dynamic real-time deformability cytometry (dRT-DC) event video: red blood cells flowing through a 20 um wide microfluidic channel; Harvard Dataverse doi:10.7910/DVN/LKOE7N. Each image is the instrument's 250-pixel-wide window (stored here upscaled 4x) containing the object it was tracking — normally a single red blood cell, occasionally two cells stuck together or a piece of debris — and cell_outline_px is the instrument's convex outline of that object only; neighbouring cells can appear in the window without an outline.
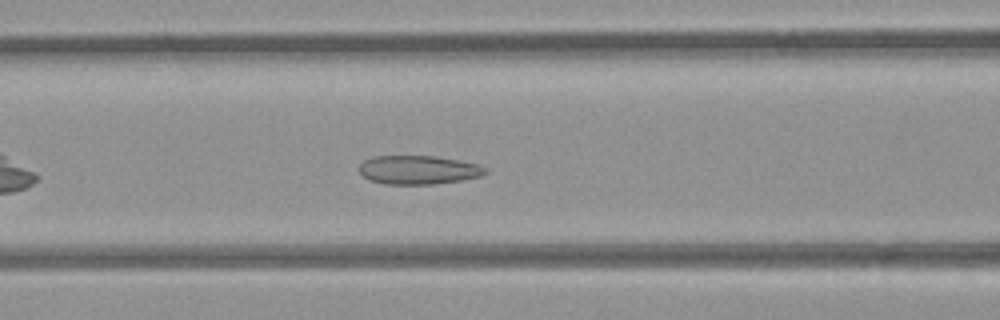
{"species": "common noctule bat (a hibernating species)", "species_latin": "Nyctalus noctula", "temperature_condition": "room temperature", "stored_images_in_passage": 42, "camera_frame_rate_fps": 3000, "um_per_image_px": 0.085, "animal": {"sex": "female", "body_mass_g": 21.9}, "frame": {"image": 1, "passage_image": 10, "time_ms": 3.0, "image_size_px": [1000, 320], "cell_outline_px": [[488, 172], [480, 176], [460, 180], [432, 184], [384, 184], [368, 180], [360, 172], [360, 164], [364, 160], [372, 156], [436, 156], [460, 160], [476, 164], [488, 168]], "centroid_in_image_um": [35.55, 14.43], "position_along_channel_um": 131.0, "area_um2": 21.15}}
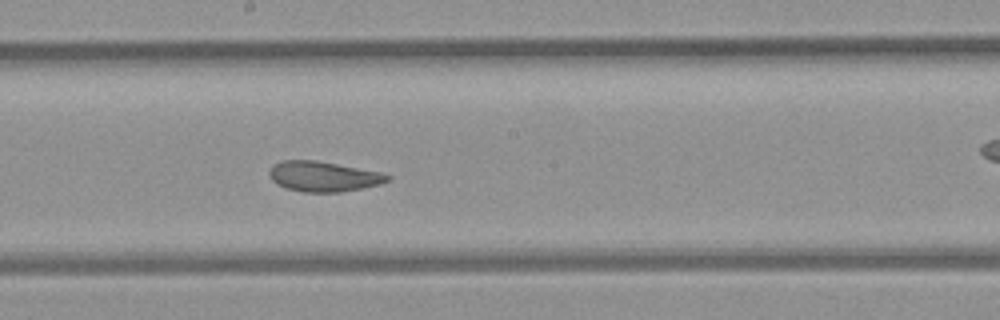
{"frame": {"image": 2, "passage_image": 17, "time_ms": 5.333, "image_size_px": [1000, 320], "cell_outline_px": [[392, 180], [380, 184], [340, 192], [304, 192], [288, 188], [276, 184], [268, 176], [268, 172], [272, 164], [280, 160], [316, 160], [384, 172], [392, 176]], "centroid_in_image_um": [27.5, 14.98], "position_along_channel_um": 220.7, "area_um2": 21.1}}
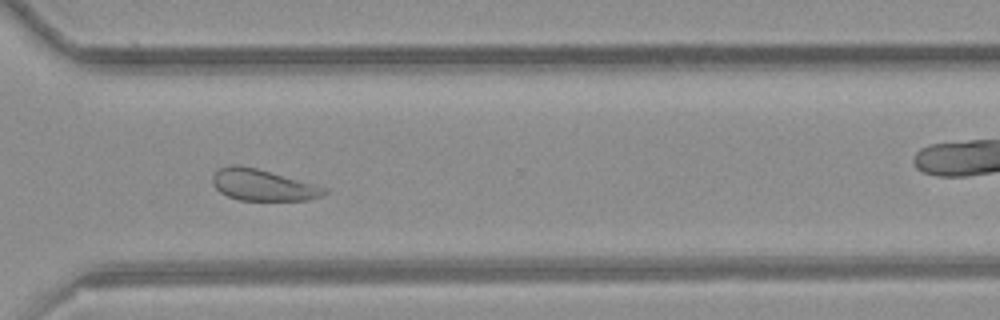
{"frame": {"image": 3, "passage_image": 27, "time_ms": 8.667, "image_size_px": [1000, 320], "cell_outline_px": [[328, 192], [320, 196], [308, 200], [240, 200], [228, 196], [220, 192], [212, 184], [212, 176], [220, 168], [228, 164], [240, 164], [256, 168], [328, 188]], "centroid_in_image_um": [22.31, 15.72], "position_along_channel_um": 348.3, "area_um2": 20.35}, "authors_computed_cell_mechanics": {"area_um2": 21.8773, "velocity_mm_per_s": 3.8421, "shape_relaxation_time_tau1_ms": null, "shape_relaxation_time_tau2_ms": 1.5312, "deformation_change_tau1": null, "deformation_change_tau2": 0.0876}}